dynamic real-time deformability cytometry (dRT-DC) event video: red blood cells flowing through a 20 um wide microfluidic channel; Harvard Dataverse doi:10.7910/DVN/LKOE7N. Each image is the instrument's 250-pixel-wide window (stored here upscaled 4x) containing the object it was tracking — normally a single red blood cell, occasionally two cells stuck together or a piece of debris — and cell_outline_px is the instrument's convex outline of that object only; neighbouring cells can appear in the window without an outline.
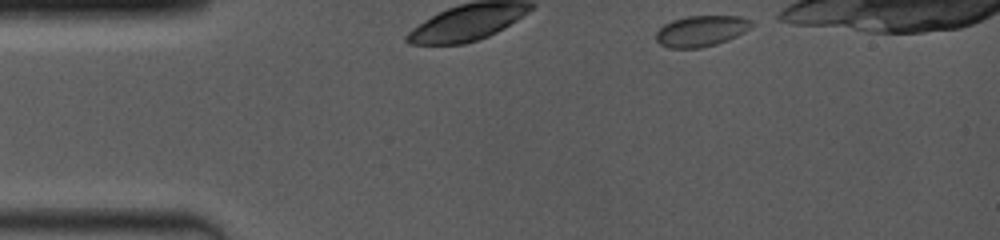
{"species": "common noctule bat (a hibernating species)", "species_latin": "Nyctalus noctula", "temperature_condition": "room temperature", "stored_images_in_passage": 22, "camera_frame_rate_fps": 4000, "um_per_image_px": 0.085, "animal": {"sex": "female", "body_mass_g": 19.0, "forearm_length_mm": 53.3}, "frame": {"image": 1, "passage_image": 1, "time_ms": 0.0, "image_size_px": [1000, 240], "cell_outline_px": [[756, 24], [752, 28], [728, 40], [716, 44], [700, 48], [668, 48], [660, 44], [656, 40], [656, 32], [664, 24], [672, 20], [688, 16], [740, 16], [752, 20]], "centroid_in_image_um": [59.63, 2.63], "position_along_channel_um": 25.4, "area_um2": 17.4}}
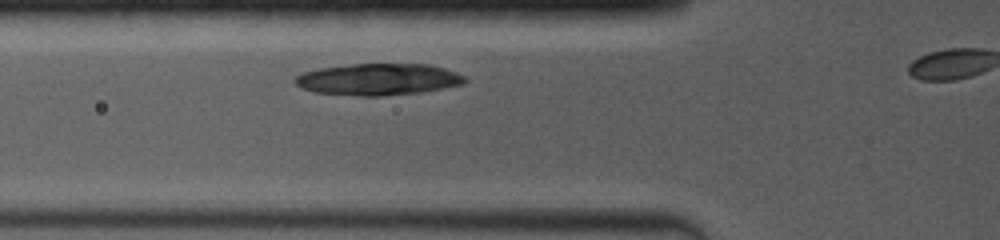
{"frame": {"image": 2, "passage_image": 7, "time_ms": 1.75, "image_size_px": [1000, 240], "cell_outline_px": [[464, 84], [444, 88], [420, 92], [380, 96], [360, 96], [312, 92], [296, 84], [292, 80], [296, 76], [304, 72], [320, 68], [352, 64], [432, 64], [456, 72], [464, 76]], "centroid_in_image_um": [32.14, 6.74], "position_along_channel_um": 93.7, "area_um2": 31.27}}
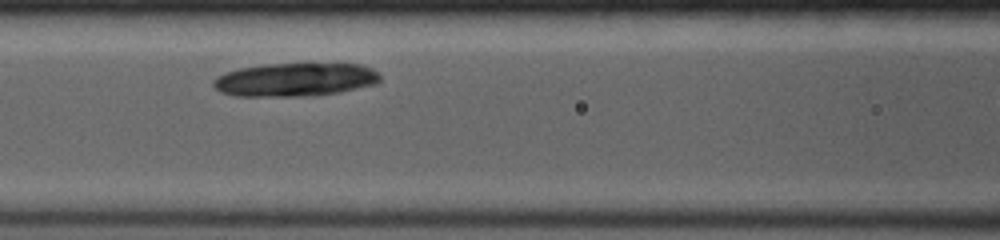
{"frame": {"image": 3, "passage_image": 12, "time_ms": 3.0, "image_size_px": [1000, 240], "cell_outline_px": [[380, 80], [376, 84], [340, 92], [316, 96], [232, 96], [220, 92], [212, 84], [212, 80], [216, 76], [224, 72], [240, 68], [264, 64], [360, 64], [372, 68], [380, 76]], "centroid_in_image_um": [25.05, 6.78], "position_along_channel_um": 141.5, "area_um2": 32.71}}